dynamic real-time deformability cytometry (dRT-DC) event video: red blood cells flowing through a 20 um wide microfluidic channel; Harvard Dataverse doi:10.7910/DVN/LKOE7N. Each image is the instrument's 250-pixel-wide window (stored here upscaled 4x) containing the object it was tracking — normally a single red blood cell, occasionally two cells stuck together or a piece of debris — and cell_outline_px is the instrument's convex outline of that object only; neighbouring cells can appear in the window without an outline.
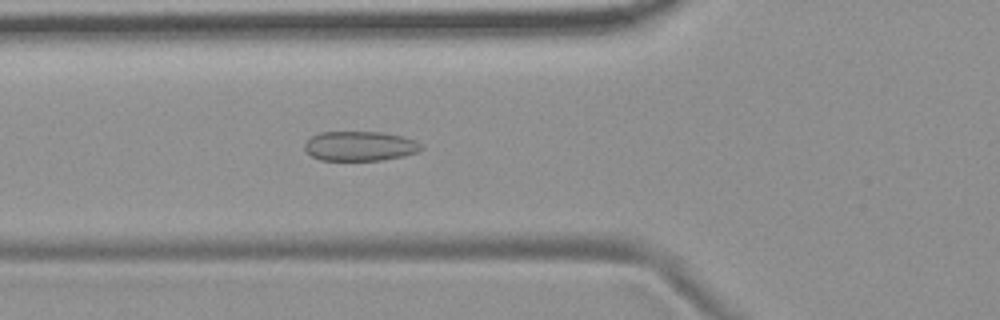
{"species": "common noctule bat (a hibernating species)", "species_latin": "Nyctalus noctula", "temperature_condition": "room temperature", "stored_images_in_passage": 5, "camera_frame_rate_fps": 3000, "um_per_image_px": 0.085, "animal": {"sex": "female", "body_mass_g": 19.9}, "frame": {"image": 1, "passage_image": 5, "time_ms": 4.667, "image_size_px": [1000, 320], "cell_outline_px": [[424, 148], [416, 152], [404, 156], [380, 160], [320, 160], [312, 156], [304, 148], [304, 144], [312, 136], [320, 132], [380, 132], [404, 136], [416, 140], [424, 144]], "centroid_in_image_um": [30.64, 12.41], "position_along_channel_um": 95.2, "area_um2": 20.23}}